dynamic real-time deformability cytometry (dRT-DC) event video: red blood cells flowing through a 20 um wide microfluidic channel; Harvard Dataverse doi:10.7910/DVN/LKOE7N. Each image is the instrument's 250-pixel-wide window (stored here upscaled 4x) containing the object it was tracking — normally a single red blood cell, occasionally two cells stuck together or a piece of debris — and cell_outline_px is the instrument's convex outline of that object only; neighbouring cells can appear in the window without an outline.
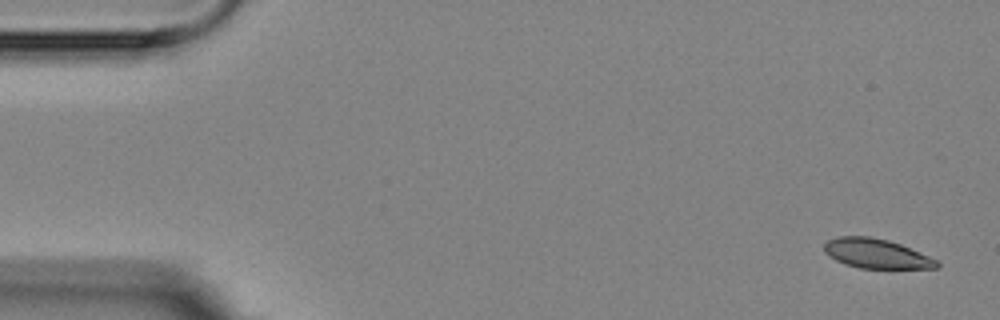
{"species": "Egyptian fruit bat (a non-hibernating species)", "species_latin": "Rousettus aegyptiacus", "temperature_condition": "room temperature", "stored_images_in_passage": 3, "camera_frame_rate_fps": 3000, "um_per_image_px": 0.085, "animal": {"sex": "female"}, "frame": {"image": 1, "passage_image": 1, "time_ms": 0.0, "image_size_px": [1000, 320], "cell_outline_px": [[940, 264], [936, 268], [860, 268], [844, 264], [828, 256], [824, 252], [824, 244], [828, 240], [836, 236], [868, 236], [888, 240], [900, 244], [928, 256], [936, 260]], "centroid_in_image_um": [74.43, 21.55], "position_along_channel_um": 10.6, "area_um2": 19.25}}